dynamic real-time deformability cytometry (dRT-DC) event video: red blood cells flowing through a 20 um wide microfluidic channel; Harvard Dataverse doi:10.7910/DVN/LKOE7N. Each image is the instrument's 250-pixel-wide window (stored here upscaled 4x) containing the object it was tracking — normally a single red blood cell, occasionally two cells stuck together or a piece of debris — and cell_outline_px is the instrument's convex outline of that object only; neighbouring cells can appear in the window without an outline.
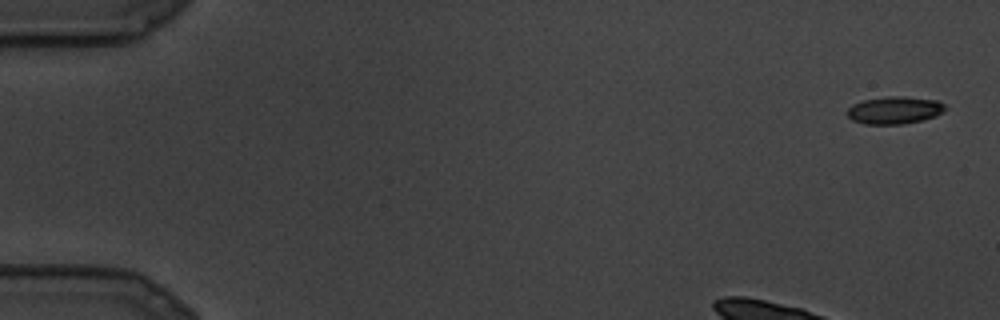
{"species": "common noctule bat (a hibernating species)", "species_latin": "Nyctalus noctula", "temperature_condition": "cold", "stored_images_in_passage": 27, "camera_frame_rate_fps": 3000, "um_per_image_px": 0.085, "animal": {"sex": "male", "body_mass_g": 19.5, "forearm_length_mm": 54.6}, "frame": {"image": 1, "passage_image": 1, "time_ms": 0.0, "image_size_px": [1000, 320], "cell_outline_px": [[948, 108], [944, 112], [936, 116], [924, 120], [904, 124], [864, 124], [852, 120], [848, 116], [848, 108], [852, 104], [864, 100], [888, 96], [904, 96], [936, 100], [944, 104]], "centroid_in_image_um": [76.07, 9.37], "position_along_channel_um": 8.9, "area_um2": 15.84}}
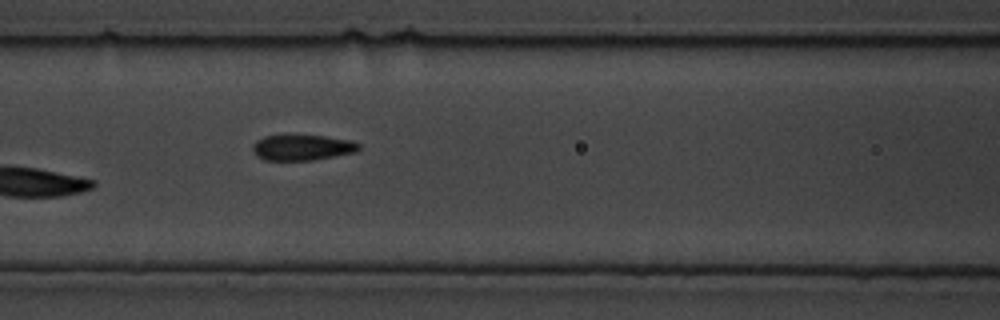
{"frame": {"image": 2, "passage_image": 12, "time_ms": 3.667, "image_size_px": [1000, 320], "cell_outline_px": [[360, 148], [356, 152], [312, 160], [264, 160], [256, 156], [252, 152], [252, 144], [256, 140], [264, 136], [288, 132], [296, 132], [352, 140], [360, 144]], "centroid_in_image_um": [25.63, 12.48], "position_along_channel_um": 141.0, "area_um2": 16.82}}